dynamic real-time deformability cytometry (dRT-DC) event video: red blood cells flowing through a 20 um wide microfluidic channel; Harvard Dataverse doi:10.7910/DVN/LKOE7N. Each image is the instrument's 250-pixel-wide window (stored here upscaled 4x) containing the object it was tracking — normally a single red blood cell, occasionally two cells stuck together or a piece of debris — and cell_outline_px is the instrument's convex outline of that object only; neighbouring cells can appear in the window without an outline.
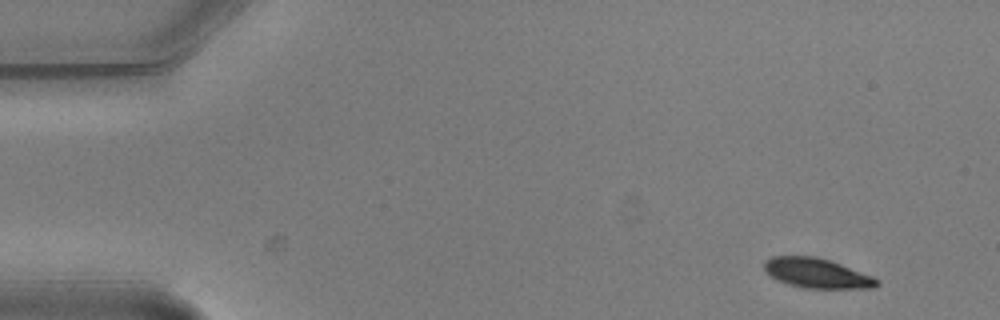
{"species": "common noctule bat (a hibernating species)", "species_latin": "Nyctalus noctula", "temperature_condition": "warm", "stored_images_in_passage": 5, "camera_frame_rate_fps": 3000, "um_per_image_px": 0.085, "animal": {"sex": "male", "body_mass_g": 20.5, "forearm_length_mm": 52.5}, "frame": {"image": 1, "passage_image": 1, "time_ms": 0.0, "image_size_px": [1000, 320], "cell_outline_px": [[880, 284], [872, 288], [804, 288], [788, 284], [772, 276], [764, 268], [764, 260], [772, 256], [816, 256], [840, 264], [872, 276], [880, 280]], "centroid_in_image_um": [69.45, 23.22], "position_along_channel_um": 15.6, "area_um2": 19.31}}
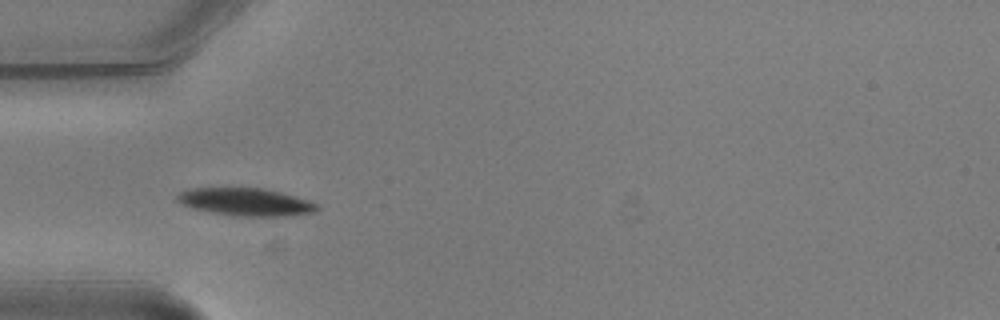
{"frame": {"image": 2, "passage_image": 5, "time_ms": 1.333, "image_size_px": [1000, 320], "cell_outline_px": [[320, 208], [316, 212], [284, 216], [236, 216], [208, 212], [192, 208], [180, 204], [176, 200], [176, 196], [180, 192], [192, 188], [264, 188], [280, 192], [308, 200], [316, 204]], "centroid_in_image_um": [20.86, 17.17], "position_along_channel_um": 64.1, "area_um2": 22.6}}